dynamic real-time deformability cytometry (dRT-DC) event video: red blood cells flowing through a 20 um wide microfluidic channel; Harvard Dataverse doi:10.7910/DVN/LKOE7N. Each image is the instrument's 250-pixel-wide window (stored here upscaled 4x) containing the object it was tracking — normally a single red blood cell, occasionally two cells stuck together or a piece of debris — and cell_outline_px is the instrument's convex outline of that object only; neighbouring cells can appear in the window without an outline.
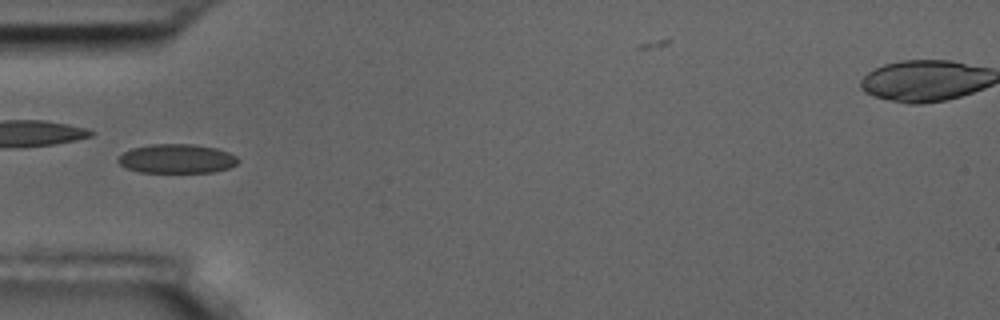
{"species": "common noctule bat (a hibernating species)", "species_latin": "Nyctalus noctula", "temperature_condition": "room temperature", "stored_images_in_passage": 7, "camera_frame_rate_fps": 3000, "um_per_image_px": 0.085, "animal": {"sex": "male", "body_mass_g": 17.5, "forearm_length_mm": 52.3}, "frame": {"image": 1, "passage_image": 6, "time_ms": 5.667, "image_size_px": [1000, 320], "cell_outline_px": [[240, 160], [236, 164], [228, 168], [212, 172], [140, 172], [124, 168], [116, 160], [124, 152], [132, 148], [152, 144], [196, 144], [216, 148], [228, 152], [236, 156]], "centroid_in_image_um": [15.02, 13.49], "position_along_channel_um": 70.0, "area_um2": 20.4}}